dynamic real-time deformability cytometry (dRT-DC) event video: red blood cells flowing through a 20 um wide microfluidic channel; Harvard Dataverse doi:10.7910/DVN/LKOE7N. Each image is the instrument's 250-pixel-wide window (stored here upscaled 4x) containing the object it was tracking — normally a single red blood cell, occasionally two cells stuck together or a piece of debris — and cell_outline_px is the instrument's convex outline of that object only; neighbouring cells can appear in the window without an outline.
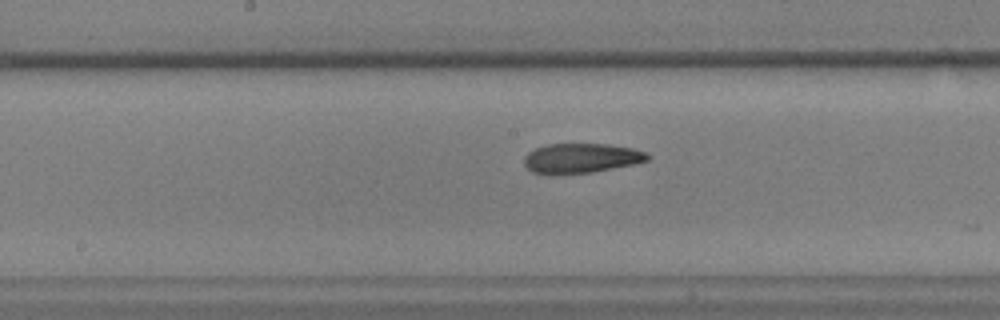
{"species": "common noctule bat (a hibernating species)", "species_latin": "Nyctalus noctula", "temperature_condition": "warm", "stored_images_in_passage": 17, "camera_frame_rate_fps": 3000, "um_per_image_px": 0.085, "animal": {"sex": "male", "body_mass_g": 17.9, "forearm_length_mm": 54.2}, "frame": {"image": 1, "passage_image": 12, "time_ms": 3.667, "image_size_px": [1000, 320], "cell_outline_px": [[652, 156], [648, 160], [636, 164], [592, 172], [532, 172], [524, 164], [524, 156], [528, 152], [536, 148], [548, 144], [604, 144], [632, 148], [644, 152]], "centroid_in_image_um": [49.45, 13.42], "position_along_channel_um": 198.8, "area_um2": 20.81}}
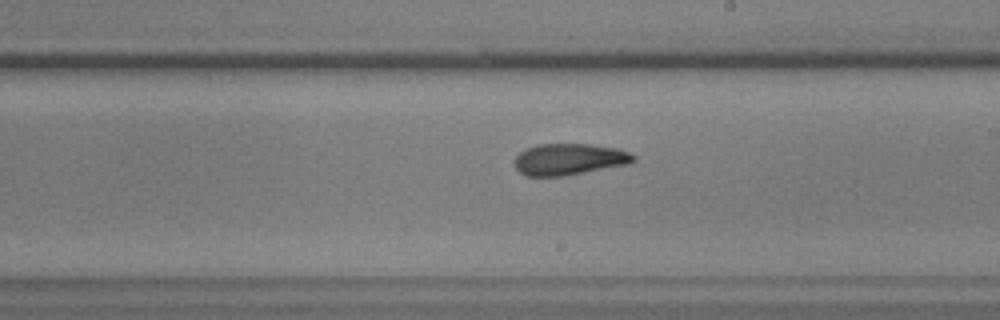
{"frame": {"image": 2, "passage_image": 15, "time_ms": 4.667, "image_size_px": [1000, 320], "cell_outline_px": [[636, 160], [628, 164], [564, 176], [524, 176], [516, 168], [512, 160], [524, 148], [536, 144], [588, 144], [616, 148], [628, 152], [636, 156]], "centroid_in_image_um": [48.33, 13.54], "position_along_channel_um": 240.7, "area_um2": 21.96}}